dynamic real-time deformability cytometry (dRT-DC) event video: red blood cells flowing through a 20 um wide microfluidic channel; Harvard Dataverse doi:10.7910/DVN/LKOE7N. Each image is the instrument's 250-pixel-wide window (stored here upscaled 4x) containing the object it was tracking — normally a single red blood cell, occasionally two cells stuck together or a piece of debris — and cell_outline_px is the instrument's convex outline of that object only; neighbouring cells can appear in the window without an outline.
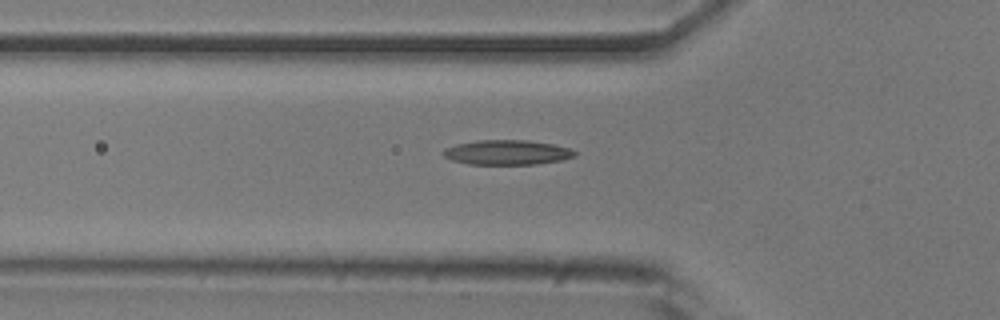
{"species": "common noctule bat (a hibernating species)", "species_latin": "Nyctalus noctula", "temperature_condition": "room temperature", "stored_images_in_passage": 31, "camera_frame_rate_fps": 3000, "um_per_image_px": 0.085, "animal": {"sex": "male", "body_mass_g": 20.5, "forearm_length_mm": 52.5}, "frame": {"image": 1, "passage_image": 17, "time_ms": 5.333, "image_size_px": [1000, 320], "cell_outline_px": [[576, 156], [560, 160], [536, 164], [468, 164], [452, 160], [444, 156], [440, 152], [444, 148], [456, 144], [476, 140], [528, 140], [552, 144], [572, 148], [576, 152]], "centroid_in_image_um": [43.08, 12.95], "position_along_channel_um": 82.7, "area_um2": 19.07}}
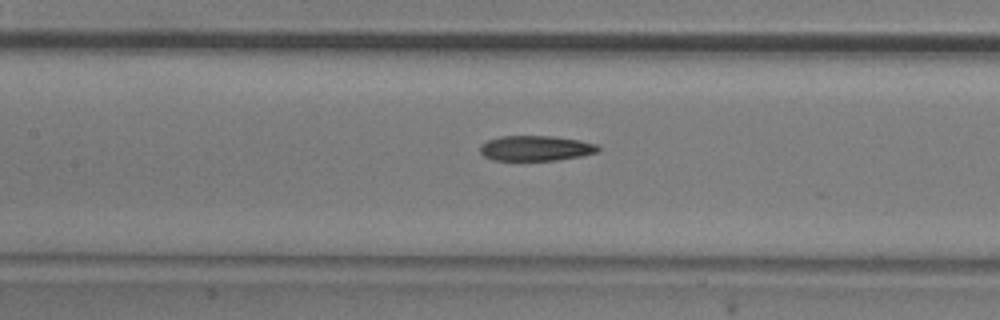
{"frame": {"image": 2, "passage_image": 23, "time_ms": 7.333, "image_size_px": [1000, 320], "cell_outline_px": [[600, 152], [584, 156], [556, 160], [492, 160], [484, 156], [480, 152], [480, 144], [488, 140], [500, 136], [552, 136], [580, 140], [596, 144], [600, 148]], "centroid_in_image_um": [45.56, 12.6], "position_along_channel_um": 161.8, "area_um2": 17.51}}
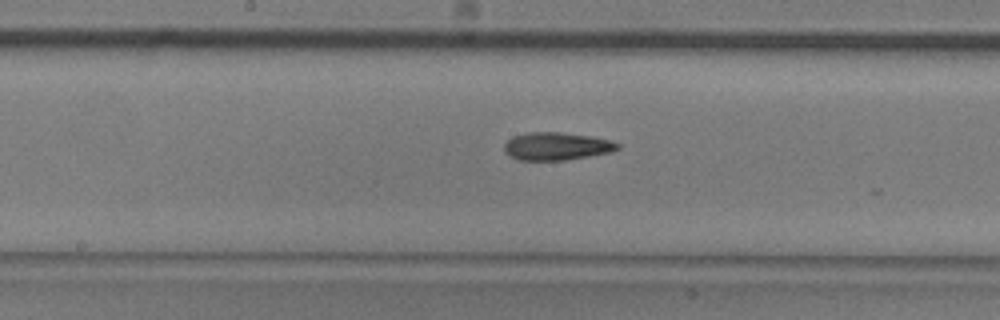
{"frame": {"image": 3, "passage_image": 26, "time_ms": 8.333, "image_size_px": [1000, 320], "cell_outline_px": [[620, 148], [612, 152], [568, 160], [520, 160], [508, 156], [504, 152], [504, 144], [512, 136], [528, 132], [560, 132], [588, 136], [612, 140], [620, 144]], "centroid_in_image_um": [47.31, 12.43], "position_along_channel_um": 200.9, "area_um2": 18.55}}